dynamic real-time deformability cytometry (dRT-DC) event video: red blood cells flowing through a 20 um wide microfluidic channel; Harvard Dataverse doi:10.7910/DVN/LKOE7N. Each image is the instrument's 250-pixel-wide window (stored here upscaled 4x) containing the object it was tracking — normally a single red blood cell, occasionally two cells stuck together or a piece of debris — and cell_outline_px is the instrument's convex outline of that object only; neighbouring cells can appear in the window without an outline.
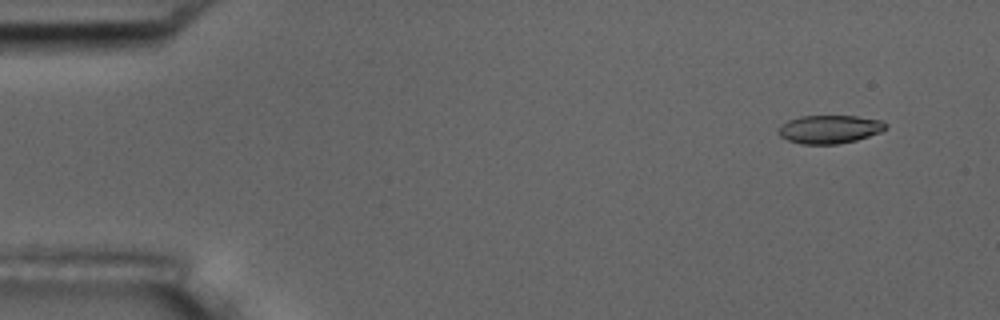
{"species": "common noctule bat (a hibernating species)", "species_latin": "Nyctalus noctula", "temperature_condition": "room temperature", "stored_images_in_passage": 3, "camera_frame_rate_fps": 3000, "um_per_image_px": 0.085, "animal": {"sex": "male", "body_mass_g": 17.5, "forearm_length_mm": 52.3}, "frame": {"image": 1, "passage_image": 1, "time_ms": 0.0, "image_size_px": [1000, 320], "cell_outline_px": [[888, 128], [880, 132], [856, 140], [836, 144], [800, 144], [788, 140], [780, 136], [780, 124], [788, 120], [800, 116], [856, 116], [880, 120], [888, 124]], "centroid_in_image_um": [70.52, 10.98], "position_along_channel_um": 14.5, "area_um2": 17.63}}